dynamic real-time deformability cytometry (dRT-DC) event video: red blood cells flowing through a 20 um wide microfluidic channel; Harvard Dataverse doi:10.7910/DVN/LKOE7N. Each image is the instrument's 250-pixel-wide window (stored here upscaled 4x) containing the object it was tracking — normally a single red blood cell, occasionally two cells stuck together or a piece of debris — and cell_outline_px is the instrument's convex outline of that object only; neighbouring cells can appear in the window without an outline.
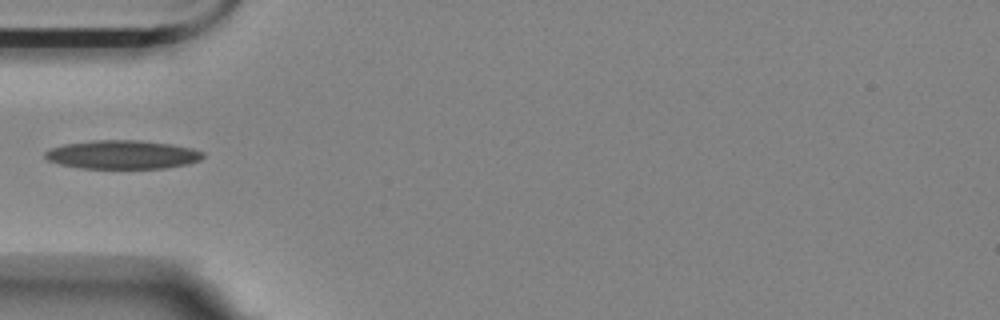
{"species": "Egyptian fruit bat (a non-hibernating species)", "species_latin": "Rousettus aegyptiacus", "temperature_condition": "room temperature", "stored_images_in_passage": 40, "camera_frame_rate_fps": 3000, "um_per_image_px": 0.085, "animal": {"sex": "female"}, "frame": {"image": 1, "passage_image": 1, "time_ms": 0.0, "image_size_px": [1000, 320], "cell_outline_px": [[204, 156], [200, 160], [188, 164], [164, 168], [80, 168], [60, 164], [48, 160], [44, 156], [44, 152], [48, 148], [64, 144], [92, 140], [136, 140], [172, 144], [192, 148], [204, 152]], "centroid_in_image_um": [10.39, 13.14], "position_along_channel_um": 74.6, "area_um2": 26.47}}
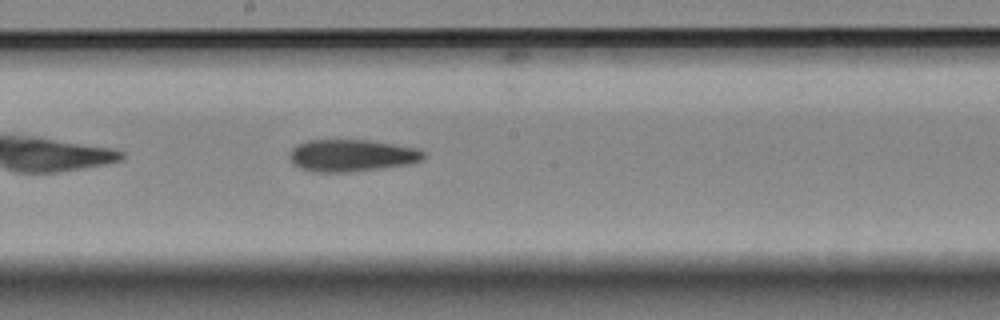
{"frame": {"image": 2, "passage_image": 13, "time_ms": 4.0, "image_size_px": [1000, 320], "cell_outline_px": [[424, 160], [412, 164], [384, 168], [348, 172], [312, 172], [300, 168], [292, 164], [288, 156], [292, 148], [296, 144], [308, 140], [368, 140], [420, 148], [424, 152]], "centroid_in_image_um": [29.9, 13.22], "position_along_channel_um": 218.3, "area_um2": 25.49}}
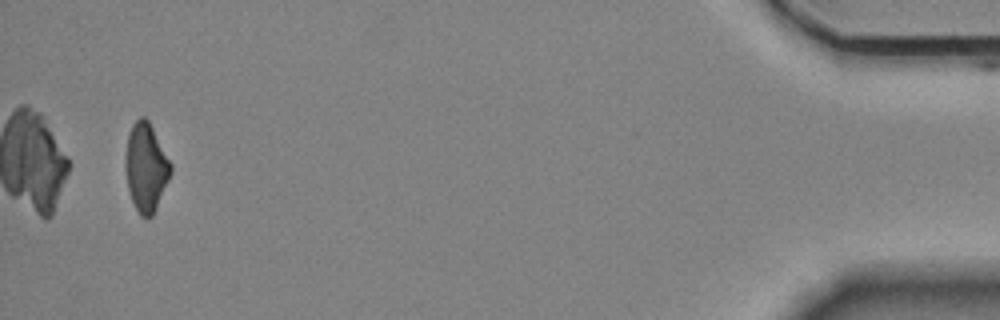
{"frame": {"image": 3, "passage_image": 37, "time_ms": 12.0, "image_size_px": [1000, 320], "cell_outline_px": [[172, 172], [156, 208], [152, 216], [140, 216], [132, 200], [128, 188], [124, 168], [124, 160], [128, 136], [132, 124], [140, 116], [144, 116], [148, 120], [172, 164]], "centroid_in_image_um": [12.4, 14.2], "position_along_channel_um": 422.8, "area_um2": 23.24}}